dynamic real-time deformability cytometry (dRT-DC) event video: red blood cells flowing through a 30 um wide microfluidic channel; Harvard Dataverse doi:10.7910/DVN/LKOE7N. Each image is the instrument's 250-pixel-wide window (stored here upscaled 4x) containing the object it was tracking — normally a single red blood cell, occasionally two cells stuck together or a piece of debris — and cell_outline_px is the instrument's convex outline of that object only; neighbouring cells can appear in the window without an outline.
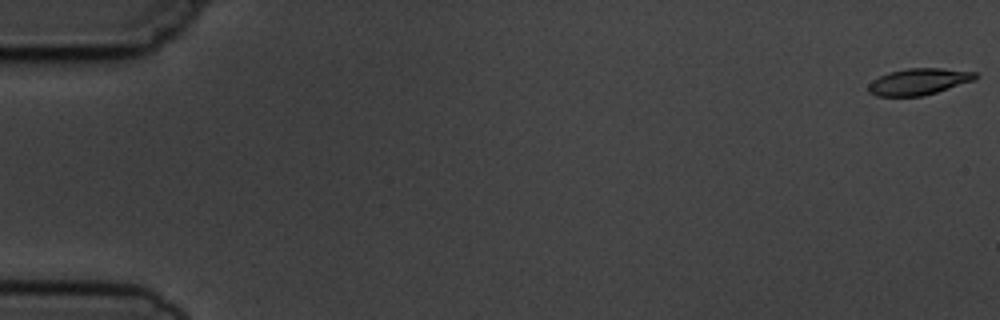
{"species": "common noctule bat (a hibernating species)", "species_latin": "Nyctalus noctula", "temperature_condition": "cold", "stored_images_in_passage": 10, "camera_frame_rate_fps": 3000, "um_per_image_px": 0.085, "animal": {"sex": "male", "body_mass_g": 19.5, "forearm_length_mm": 54.6}, "frame": {"image": 1, "passage_image": 1, "time_ms": 0.0, "image_size_px": [1000, 320], "cell_outline_px": [[976, 80], [924, 96], [876, 96], [868, 92], [868, 84], [872, 80], [888, 72], [908, 68], [940, 68], [976, 72]], "centroid_in_image_um": [78.08, 6.94], "position_along_channel_um": 6.9, "area_um2": 16.59}}
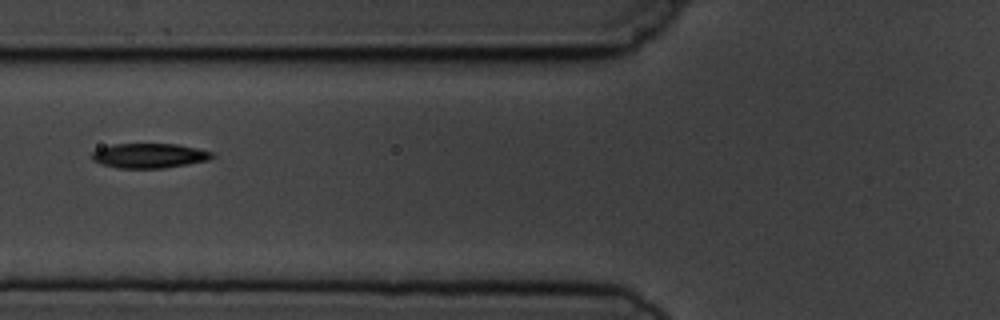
{"frame": {"image": 2, "passage_image": 7, "time_ms": 7.0, "image_size_px": [1000, 320], "cell_outline_px": [[216, 156], [208, 160], [188, 164], [164, 168], [116, 168], [92, 160], [92, 152], [100, 148], [112, 144], [176, 144], [196, 148], [212, 152]], "centroid_in_image_um": [12.7, 13.23], "position_along_channel_um": 113.1, "area_um2": 17.22}}
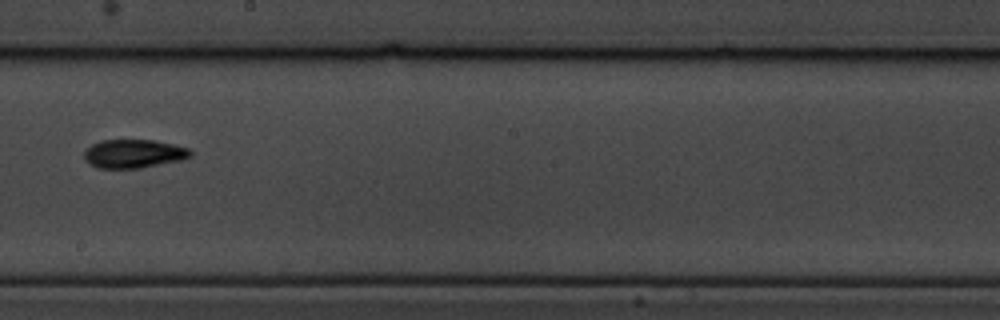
{"frame": {"image": 3, "passage_image": 10, "time_ms": 10.333, "image_size_px": [1000, 320], "cell_outline_px": [[192, 156], [180, 160], [140, 168], [100, 168], [92, 164], [84, 156], [84, 152], [92, 144], [104, 140], [156, 140], [188, 148], [192, 152]], "centroid_in_image_um": [11.4, 13.06], "position_along_channel_um": 236.8, "area_um2": 17.4}}